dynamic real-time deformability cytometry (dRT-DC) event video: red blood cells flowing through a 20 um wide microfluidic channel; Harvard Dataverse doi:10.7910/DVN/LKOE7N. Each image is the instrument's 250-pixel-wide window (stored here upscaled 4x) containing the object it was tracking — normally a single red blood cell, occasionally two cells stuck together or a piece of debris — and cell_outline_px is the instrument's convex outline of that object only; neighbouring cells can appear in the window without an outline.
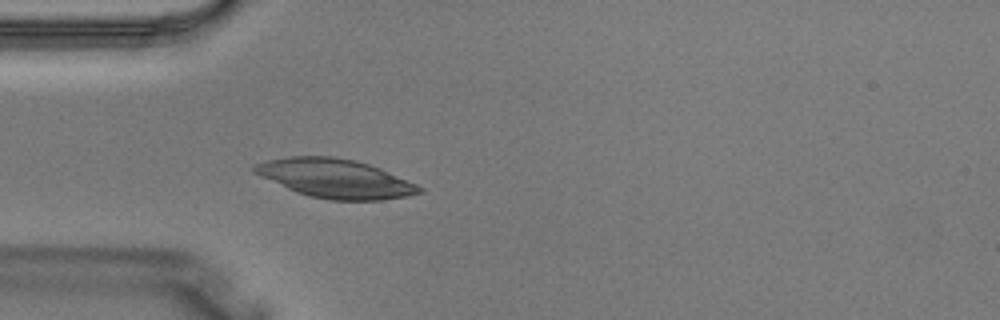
{"species": "Egyptian fruit bat (a non-hibernating species)", "species_latin": "Rousettus aegyptiacus", "temperature_condition": "warm", "stored_images_in_passage": 3, "camera_frame_rate_fps": 3000, "um_per_image_px": 0.085, "animal": {"sex": "male"}, "frame": {"image": 1, "passage_image": 3, "time_ms": 0.667, "image_size_px": [1000, 320], "cell_outline_px": [[424, 192], [408, 196], [380, 200], [332, 200], [308, 196], [296, 192], [260, 176], [252, 172], [252, 168], [256, 164], [268, 160], [288, 156], [332, 156], [356, 160], [380, 168], [416, 184], [424, 188]], "centroid_in_image_um": [28.5, 15.17], "position_along_channel_um": 56.5, "area_um2": 37.28}}